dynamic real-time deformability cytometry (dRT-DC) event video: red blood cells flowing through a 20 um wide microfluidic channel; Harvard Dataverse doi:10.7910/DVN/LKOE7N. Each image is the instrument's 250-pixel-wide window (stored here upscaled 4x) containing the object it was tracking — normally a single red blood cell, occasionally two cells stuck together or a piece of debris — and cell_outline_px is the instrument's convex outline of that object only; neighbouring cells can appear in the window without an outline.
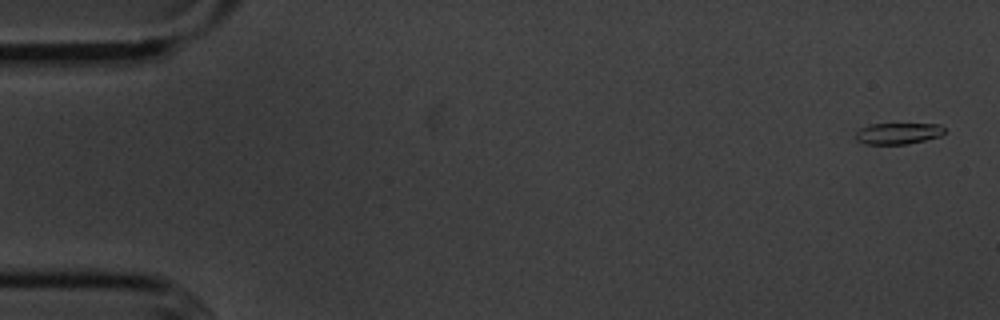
{"species": "common noctule bat (a hibernating species)", "species_latin": "Nyctalus noctula", "temperature_condition": "cold", "stored_images_in_passage": 6, "camera_frame_rate_fps": 3000, "um_per_image_px": 0.085, "animal": {"sex": "male", "body_mass_g": 20.1, "forearm_length_mm": 53.5}, "frame": {"image": 1, "passage_image": 1, "time_ms": 0.0, "image_size_px": [1000, 320], "cell_outline_px": [[944, 132], [940, 136], [924, 140], [904, 144], [864, 144], [856, 140], [856, 132], [860, 128], [868, 124], [940, 124], [944, 128]], "centroid_in_image_um": [76.3, 11.34], "position_along_channel_um": 8.7, "area_um2": 10.98}}
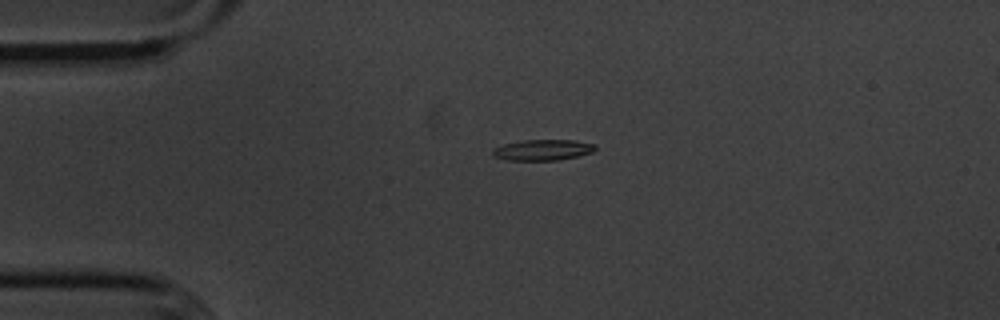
{"frame": {"image": 2, "passage_image": 4, "time_ms": 3.667, "image_size_px": [1000, 320], "cell_outline_px": [[596, 148], [592, 152], [560, 160], [504, 160], [492, 156], [492, 148], [504, 144], [524, 140], [572, 140], [596, 144]], "centroid_in_image_um": [46.09, 12.75], "position_along_channel_um": 38.9, "area_um2": 12.48}}
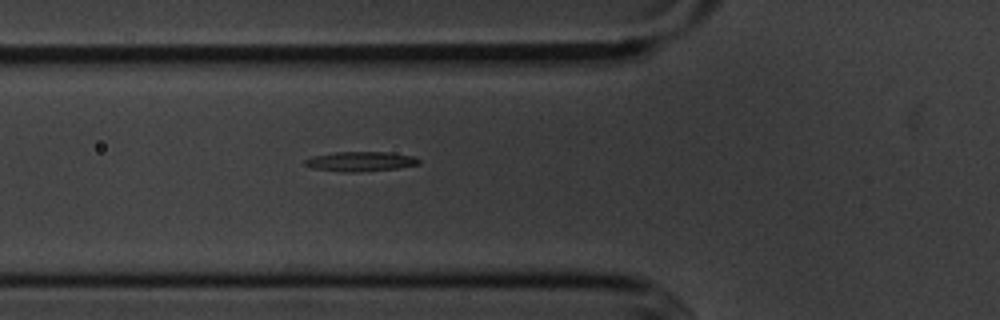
{"frame": {"image": 3, "passage_image": 6, "time_ms": 6.0, "image_size_px": [1000, 320], "cell_outline_px": [[420, 164], [396, 168], [360, 172], [340, 172], [312, 168], [304, 164], [304, 160], [312, 156], [336, 152], [388, 152], [416, 156], [420, 160]], "centroid_in_image_um": [30.64, 13.72], "position_along_channel_um": 95.2, "area_um2": 13.18}}